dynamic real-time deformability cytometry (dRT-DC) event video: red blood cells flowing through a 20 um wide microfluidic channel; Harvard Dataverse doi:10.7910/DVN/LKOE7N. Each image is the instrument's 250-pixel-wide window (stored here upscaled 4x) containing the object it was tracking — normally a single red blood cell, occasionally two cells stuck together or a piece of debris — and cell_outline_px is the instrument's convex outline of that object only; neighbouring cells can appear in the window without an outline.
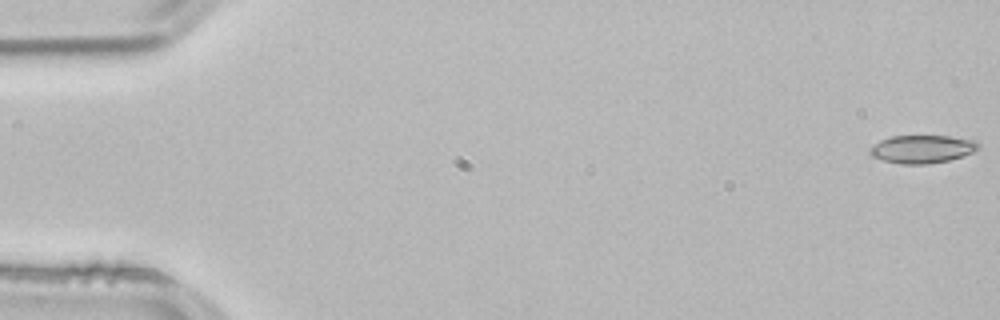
{"species": "common noctule bat (a hibernating species)", "species_latin": "Nyctalus noctula", "temperature_condition": "room temperature", "stored_images_in_passage": 16, "camera_frame_rate_fps": 3000, "um_per_image_px": 0.085, "animal": {"sex": "male", "body_mass_g": 21.5, "forearm_length_mm": 52.0}, "frame": {"image": 1, "passage_image": 1, "time_ms": 0.0, "image_size_px": [1000, 320], "cell_outline_px": [[980, 148], [964, 156], [948, 160], [928, 164], [900, 164], [884, 160], [872, 156], [868, 152], [868, 148], [872, 144], [880, 140], [892, 136], [948, 136], [976, 140], [980, 144]], "centroid_in_image_um": [78.37, 12.67], "position_along_channel_um": 6.6, "area_um2": 17.86}}
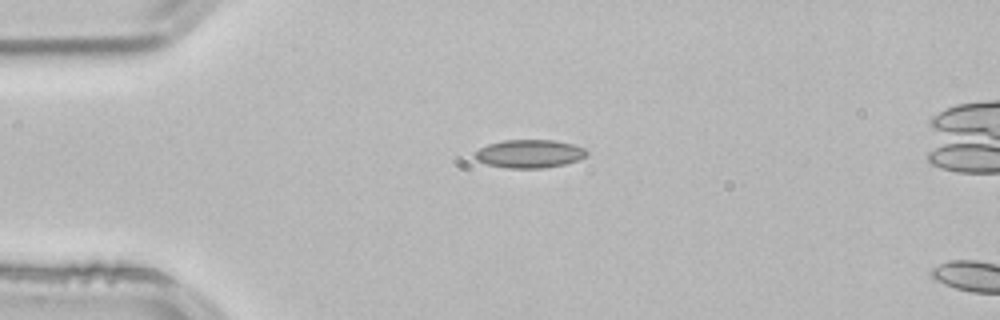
{"frame": {"image": 2, "passage_image": 13, "time_ms": 4.0, "image_size_px": [1000, 320], "cell_outline_px": [[588, 156], [580, 160], [564, 164], [544, 168], [508, 168], [488, 164], [476, 160], [476, 152], [480, 148], [488, 144], [504, 140], [556, 140], [572, 144], [584, 148], [588, 152]], "centroid_in_image_um": [45.06, 13.07], "position_along_channel_um": 39.9, "area_um2": 18.38}}